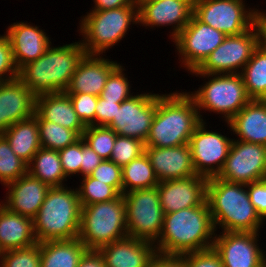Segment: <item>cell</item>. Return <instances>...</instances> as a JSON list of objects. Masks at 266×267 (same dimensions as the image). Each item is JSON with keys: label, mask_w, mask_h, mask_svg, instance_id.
I'll return each instance as SVG.
<instances>
[{"label": "cell", "mask_w": 266, "mask_h": 267, "mask_svg": "<svg viewBox=\"0 0 266 267\" xmlns=\"http://www.w3.org/2000/svg\"><path fill=\"white\" fill-rule=\"evenodd\" d=\"M227 126L238 136L234 140L266 146V100L251 99Z\"/></svg>", "instance_id": "26"}, {"label": "cell", "mask_w": 266, "mask_h": 267, "mask_svg": "<svg viewBox=\"0 0 266 267\" xmlns=\"http://www.w3.org/2000/svg\"><path fill=\"white\" fill-rule=\"evenodd\" d=\"M2 135L14 153L27 164L42 147L37 118L34 115L13 124Z\"/></svg>", "instance_id": "28"}, {"label": "cell", "mask_w": 266, "mask_h": 267, "mask_svg": "<svg viewBox=\"0 0 266 267\" xmlns=\"http://www.w3.org/2000/svg\"><path fill=\"white\" fill-rule=\"evenodd\" d=\"M158 184L159 180L145 152L122 167V194Z\"/></svg>", "instance_id": "32"}, {"label": "cell", "mask_w": 266, "mask_h": 267, "mask_svg": "<svg viewBox=\"0 0 266 267\" xmlns=\"http://www.w3.org/2000/svg\"><path fill=\"white\" fill-rule=\"evenodd\" d=\"M260 232H221L215 235L213 248L223 267H261L265 255L257 243Z\"/></svg>", "instance_id": "16"}, {"label": "cell", "mask_w": 266, "mask_h": 267, "mask_svg": "<svg viewBox=\"0 0 266 267\" xmlns=\"http://www.w3.org/2000/svg\"><path fill=\"white\" fill-rule=\"evenodd\" d=\"M41 267H78L88 250L78 239L39 242Z\"/></svg>", "instance_id": "29"}, {"label": "cell", "mask_w": 266, "mask_h": 267, "mask_svg": "<svg viewBox=\"0 0 266 267\" xmlns=\"http://www.w3.org/2000/svg\"><path fill=\"white\" fill-rule=\"evenodd\" d=\"M102 55H85L79 62L66 93L100 96L110 73L119 65Z\"/></svg>", "instance_id": "24"}, {"label": "cell", "mask_w": 266, "mask_h": 267, "mask_svg": "<svg viewBox=\"0 0 266 267\" xmlns=\"http://www.w3.org/2000/svg\"><path fill=\"white\" fill-rule=\"evenodd\" d=\"M241 75L248 96L251 99L266 100V45L264 43L261 42L254 50Z\"/></svg>", "instance_id": "31"}, {"label": "cell", "mask_w": 266, "mask_h": 267, "mask_svg": "<svg viewBox=\"0 0 266 267\" xmlns=\"http://www.w3.org/2000/svg\"><path fill=\"white\" fill-rule=\"evenodd\" d=\"M105 267H149L157 254L152 242L126 237L98 249Z\"/></svg>", "instance_id": "23"}, {"label": "cell", "mask_w": 266, "mask_h": 267, "mask_svg": "<svg viewBox=\"0 0 266 267\" xmlns=\"http://www.w3.org/2000/svg\"><path fill=\"white\" fill-rule=\"evenodd\" d=\"M78 118L85 127L95 125V110L98 96L87 93H67Z\"/></svg>", "instance_id": "40"}, {"label": "cell", "mask_w": 266, "mask_h": 267, "mask_svg": "<svg viewBox=\"0 0 266 267\" xmlns=\"http://www.w3.org/2000/svg\"><path fill=\"white\" fill-rule=\"evenodd\" d=\"M261 42L262 31L257 22L251 29L240 35L227 36L205 61L190 73L241 74Z\"/></svg>", "instance_id": "11"}, {"label": "cell", "mask_w": 266, "mask_h": 267, "mask_svg": "<svg viewBox=\"0 0 266 267\" xmlns=\"http://www.w3.org/2000/svg\"><path fill=\"white\" fill-rule=\"evenodd\" d=\"M207 182L208 178L198 174L159 182L157 189L164 214L201 206L207 198Z\"/></svg>", "instance_id": "18"}, {"label": "cell", "mask_w": 266, "mask_h": 267, "mask_svg": "<svg viewBox=\"0 0 266 267\" xmlns=\"http://www.w3.org/2000/svg\"><path fill=\"white\" fill-rule=\"evenodd\" d=\"M89 176L112 186L122 194V167L114 162L103 160Z\"/></svg>", "instance_id": "41"}, {"label": "cell", "mask_w": 266, "mask_h": 267, "mask_svg": "<svg viewBox=\"0 0 266 267\" xmlns=\"http://www.w3.org/2000/svg\"><path fill=\"white\" fill-rule=\"evenodd\" d=\"M182 256L185 259V267H223L221 257L213 247Z\"/></svg>", "instance_id": "44"}, {"label": "cell", "mask_w": 266, "mask_h": 267, "mask_svg": "<svg viewBox=\"0 0 266 267\" xmlns=\"http://www.w3.org/2000/svg\"><path fill=\"white\" fill-rule=\"evenodd\" d=\"M122 101H111L98 96L95 110V125L107 126L115 117L117 107H120Z\"/></svg>", "instance_id": "46"}, {"label": "cell", "mask_w": 266, "mask_h": 267, "mask_svg": "<svg viewBox=\"0 0 266 267\" xmlns=\"http://www.w3.org/2000/svg\"><path fill=\"white\" fill-rule=\"evenodd\" d=\"M215 229L207 200L164 215L156 252L162 255H183L213 247Z\"/></svg>", "instance_id": "1"}, {"label": "cell", "mask_w": 266, "mask_h": 267, "mask_svg": "<svg viewBox=\"0 0 266 267\" xmlns=\"http://www.w3.org/2000/svg\"><path fill=\"white\" fill-rule=\"evenodd\" d=\"M194 0H148L138 5L139 25L154 28L171 26L174 39L190 22Z\"/></svg>", "instance_id": "17"}, {"label": "cell", "mask_w": 266, "mask_h": 267, "mask_svg": "<svg viewBox=\"0 0 266 267\" xmlns=\"http://www.w3.org/2000/svg\"><path fill=\"white\" fill-rule=\"evenodd\" d=\"M258 23L262 31V43L266 45V13L264 11H260Z\"/></svg>", "instance_id": "51"}, {"label": "cell", "mask_w": 266, "mask_h": 267, "mask_svg": "<svg viewBox=\"0 0 266 267\" xmlns=\"http://www.w3.org/2000/svg\"><path fill=\"white\" fill-rule=\"evenodd\" d=\"M0 267H41L39 243L2 252Z\"/></svg>", "instance_id": "39"}, {"label": "cell", "mask_w": 266, "mask_h": 267, "mask_svg": "<svg viewBox=\"0 0 266 267\" xmlns=\"http://www.w3.org/2000/svg\"><path fill=\"white\" fill-rule=\"evenodd\" d=\"M247 191L251 203L257 213L266 220V179L247 184Z\"/></svg>", "instance_id": "45"}, {"label": "cell", "mask_w": 266, "mask_h": 267, "mask_svg": "<svg viewBox=\"0 0 266 267\" xmlns=\"http://www.w3.org/2000/svg\"><path fill=\"white\" fill-rule=\"evenodd\" d=\"M94 7L90 11H103L124 6H138L134 0H93Z\"/></svg>", "instance_id": "49"}, {"label": "cell", "mask_w": 266, "mask_h": 267, "mask_svg": "<svg viewBox=\"0 0 266 267\" xmlns=\"http://www.w3.org/2000/svg\"><path fill=\"white\" fill-rule=\"evenodd\" d=\"M202 122L194 99L188 92L157 94V107L145 146L175 147L189 144Z\"/></svg>", "instance_id": "2"}, {"label": "cell", "mask_w": 266, "mask_h": 267, "mask_svg": "<svg viewBox=\"0 0 266 267\" xmlns=\"http://www.w3.org/2000/svg\"><path fill=\"white\" fill-rule=\"evenodd\" d=\"M82 179L81 185L77 188L81 206L111 201L120 195L112 186L91 178L89 175Z\"/></svg>", "instance_id": "35"}, {"label": "cell", "mask_w": 266, "mask_h": 267, "mask_svg": "<svg viewBox=\"0 0 266 267\" xmlns=\"http://www.w3.org/2000/svg\"><path fill=\"white\" fill-rule=\"evenodd\" d=\"M5 188L8 191L2 204L11 212L33 219L51 187L27 173Z\"/></svg>", "instance_id": "22"}, {"label": "cell", "mask_w": 266, "mask_h": 267, "mask_svg": "<svg viewBox=\"0 0 266 267\" xmlns=\"http://www.w3.org/2000/svg\"><path fill=\"white\" fill-rule=\"evenodd\" d=\"M144 152L145 143L142 140L117 135L109 160L123 167Z\"/></svg>", "instance_id": "37"}, {"label": "cell", "mask_w": 266, "mask_h": 267, "mask_svg": "<svg viewBox=\"0 0 266 267\" xmlns=\"http://www.w3.org/2000/svg\"><path fill=\"white\" fill-rule=\"evenodd\" d=\"M58 152L65 176L68 178L75 174L79 176L82 162V137Z\"/></svg>", "instance_id": "42"}, {"label": "cell", "mask_w": 266, "mask_h": 267, "mask_svg": "<svg viewBox=\"0 0 266 267\" xmlns=\"http://www.w3.org/2000/svg\"><path fill=\"white\" fill-rule=\"evenodd\" d=\"M125 69L119 64L109 75L106 84L100 94L103 99L111 101H125L133 96L131 85L123 72Z\"/></svg>", "instance_id": "38"}, {"label": "cell", "mask_w": 266, "mask_h": 267, "mask_svg": "<svg viewBox=\"0 0 266 267\" xmlns=\"http://www.w3.org/2000/svg\"><path fill=\"white\" fill-rule=\"evenodd\" d=\"M149 267H185V259L182 255L156 254Z\"/></svg>", "instance_id": "48"}, {"label": "cell", "mask_w": 266, "mask_h": 267, "mask_svg": "<svg viewBox=\"0 0 266 267\" xmlns=\"http://www.w3.org/2000/svg\"><path fill=\"white\" fill-rule=\"evenodd\" d=\"M145 153L159 182L197 175L189 144L167 148L145 146Z\"/></svg>", "instance_id": "21"}, {"label": "cell", "mask_w": 266, "mask_h": 267, "mask_svg": "<svg viewBox=\"0 0 266 267\" xmlns=\"http://www.w3.org/2000/svg\"><path fill=\"white\" fill-rule=\"evenodd\" d=\"M128 236L152 243L160 237L164 211L157 186L123 194Z\"/></svg>", "instance_id": "9"}, {"label": "cell", "mask_w": 266, "mask_h": 267, "mask_svg": "<svg viewBox=\"0 0 266 267\" xmlns=\"http://www.w3.org/2000/svg\"><path fill=\"white\" fill-rule=\"evenodd\" d=\"M38 243L33 219L0 206V252L30 247Z\"/></svg>", "instance_id": "27"}, {"label": "cell", "mask_w": 266, "mask_h": 267, "mask_svg": "<svg viewBox=\"0 0 266 267\" xmlns=\"http://www.w3.org/2000/svg\"><path fill=\"white\" fill-rule=\"evenodd\" d=\"M28 173L50 187L66 186L64 183L67 177L61 165L59 152L56 150L41 147L28 164Z\"/></svg>", "instance_id": "30"}, {"label": "cell", "mask_w": 266, "mask_h": 267, "mask_svg": "<svg viewBox=\"0 0 266 267\" xmlns=\"http://www.w3.org/2000/svg\"><path fill=\"white\" fill-rule=\"evenodd\" d=\"M78 267H105L104 260L98 250H87L82 256Z\"/></svg>", "instance_id": "50"}, {"label": "cell", "mask_w": 266, "mask_h": 267, "mask_svg": "<svg viewBox=\"0 0 266 267\" xmlns=\"http://www.w3.org/2000/svg\"><path fill=\"white\" fill-rule=\"evenodd\" d=\"M205 124L206 122L202 121L196 127L190 137L189 146L196 174L211 178L222 171L233 138L222 135L221 132L209 131Z\"/></svg>", "instance_id": "13"}, {"label": "cell", "mask_w": 266, "mask_h": 267, "mask_svg": "<svg viewBox=\"0 0 266 267\" xmlns=\"http://www.w3.org/2000/svg\"><path fill=\"white\" fill-rule=\"evenodd\" d=\"M145 1H148V0H134V2H135L137 5H139L140 3L145 2Z\"/></svg>", "instance_id": "53"}, {"label": "cell", "mask_w": 266, "mask_h": 267, "mask_svg": "<svg viewBox=\"0 0 266 267\" xmlns=\"http://www.w3.org/2000/svg\"><path fill=\"white\" fill-rule=\"evenodd\" d=\"M190 74L208 79L197 91L188 92L196 103L202 121L205 120H203L200 110H207L223 115L222 117L227 123L251 100L240 73Z\"/></svg>", "instance_id": "8"}, {"label": "cell", "mask_w": 266, "mask_h": 267, "mask_svg": "<svg viewBox=\"0 0 266 267\" xmlns=\"http://www.w3.org/2000/svg\"><path fill=\"white\" fill-rule=\"evenodd\" d=\"M246 6L245 0H194L193 15L226 36H236L258 22L260 10Z\"/></svg>", "instance_id": "10"}, {"label": "cell", "mask_w": 266, "mask_h": 267, "mask_svg": "<svg viewBox=\"0 0 266 267\" xmlns=\"http://www.w3.org/2000/svg\"><path fill=\"white\" fill-rule=\"evenodd\" d=\"M40 143L43 148L62 150L78 141L81 136L74 130L47 120H37Z\"/></svg>", "instance_id": "33"}, {"label": "cell", "mask_w": 266, "mask_h": 267, "mask_svg": "<svg viewBox=\"0 0 266 267\" xmlns=\"http://www.w3.org/2000/svg\"><path fill=\"white\" fill-rule=\"evenodd\" d=\"M117 133L107 126H87L82 134L85 143L102 159L109 160Z\"/></svg>", "instance_id": "36"}, {"label": "cell", "mask_w": 266, "mask_h": 267, "mask_svg": "<svg viewBox=\"0 0 266 267\" xmlns=\"http://www.w3.org/2000/svg\"><path fill=\"white\" fill-rule=\"evenodd\" d=\"M218 178L241 184L266 179V146L234 140Z\"/></svg>", "instance_id": "14"}, {"label": "cell", "mask_w": 266, "mask_h": 267, "mask_svg": "<svg viewBox=\"0 0 266 267\" xmlns=\"http://www.w3.org/2000/svg\"><path fill=\"white\" fill-rule=\"evenodd\" d=\"M85 55L81 41L58 47L51 45L37 60L24 65L18 78L35 96L65 92Z\"/></svg>", "instance_id": "4"}, {"label": "cell", "mask_w": 266, "mask_h": 267, "mask_svg": "<svg viewBox=\"0 0 266 267\" xmlns=\"http://www.w3.org/2000/svg\"><path fill=\"white\" fill-rule=\"evenodd\" d=\"M221 31L199 21L194 15L183 30L173 39L181 66L189 72L196 70L225 40Z\"/></svg>", "instance_id": "12"}, {"label": "cell", "mask_w": 266, "mask_h": 267, "mask_svg": "<svg viewBox=\"0 0 266 267\" xmlns=\"http://www.w3.org/2000/svg\"><path fill=\"white\" fill-rule=\"evenodd\" d=\"M19 70L16 68L10 41L6 34L0 35V82L17 79Z\"/></svg>", "instance_id": "43"}, {"label": "cell", "mask_w": 266, "mask_h": 267, "mask_svg": "<svg viewBox=\"0 0 266 267\" xmlns=\"http://www.w3.org/2000/svg\"><path fill=\"white\" fill-rule=\"evenodd\" d=\"M34 116L37 120H47L74 130L81 137L86 128L78 118L66 92H54L36 96Z\"/></svg>", "instance_id": "25"}, {"label": "cell", "mask_w": 266, "mask_h": 267, "mask_svg": "<svg viewBox=\"0 0 266 267\" xmlns=\"http://www.w3.org/2000/svg\"><path fill=\"white\" fill-rule=\"evenodd\" d=\"M215 232H259L265 223L250 201L247 185L208 178L206 198Z\"/></svg>", "instance_id": "3"}, {"label": "cell", "mask_w": 266, "mask_h": 267, "mask_svg": "<svg viewBox=\"0 0 266 267\" xmlns=\"http://www.w3.org/2000/svg\"><path fill=\"white\" fill-rule=\"evenodd\" d=\"M88 144L85 143L82 138V162H81V175L87 176L93 172V170L103 161Z\"/></svg>", "instance_id": "47"}, {"label": "cell", "mask_w": 266, "mask_h": 267, "mask_svg": "<svg viewBox=\"0 0 266 267\" xmlns=\"http://www.w3.org/2000/svg\"><path fill=\"white\" fill-rule=\"evenodd\" d=\"M157 107V94H136L122 101L113 120L107 127L117 135L136 138L146 142Z\"/></svg>", "instance_id": "15"}, {"label": "cell", "mask_w": 266, "mask_h": 267, "mask_svg": "<svg viewBox=\"0 0 266 267\" xmlns=\"http://www.w3.org/2000/svg\"><path fill=\"white\" fill-rule=\"evenodd\" d=\"M10 41L15 66L20 70L28 62L37 60L52 45L51 39L39 26L14 22L5 33Z\"/></svg>", "instance_id": "20"}, {"label": "cell", "mask_w": 266, "mask_h": 267, "mask_svg": "<svg viewBox=\"0 0 266 267\" xmlns=\"http://www.w3.org/2000/svg\"><path fill=\"white\" fill-rule=\"evenodd\" d=\"M28 173V164L11 149L9 142L0 134V183L5 187Z\"/></svg>", "instance_id": "34"}, {"label": "cell", "mask_w": 266, "mask_h": 267, "mask_svg": "<svg viewBox=\"0 0 266 267\" xmlns=\"http://www.w3.org/2000/svg\"><path fill=\"white\" fill-rule=\"evenodd\" d=\"M80 22V41L86 54L102 55L125 37L131 23H139L138 6L89 11Z\"/></svg>", "instance_id": "7"}, {"label": "cell", "mask_w": 266, "mask_h": 267, "mask_svg": "<svg viewBox=\"0 0 266 267\" xmlns=\"http://www.w3.org/2000/svg\"><path fill=\"white\" fill-rule=\"evenodd\" d=\"M261 267H266V254L264 255L262 259V266Z\"/></svg>", "instance_id": "52"}, {"label": "cell", "mask_w": 266, "mask_h": 267, "mask_svg": "<svg viewBox=\"0 0 266 267\" xmlns=\"http://www.w3.org/2000/svg\"><path fill=\"white\" fill-rule=\"evenodd\" d=\"M36 96L19 78L0 82V134L35 114Z\"/></svg>", "instance_id": "19"}, {"label": "cell", "mask_w": 266, "mask_h": 267, "mask_svg": "<svg viewBox=\"0 0 266 267\" xmlns=\"http://www.w3.org/2000/svg\"><path fill=\"white\" fill-rule=\"evenodd\" d=\"M80 217L81 204L77 187H51L33 218L37 242L78 238Z\"/></svg>", "instance_id": "5"}, {"label": "cell", "mask_w": 266, "mask_h": 267, "mask_svg": "<svg viewBox=\"0 0 266 267\" xmlns=\"http://www.w3.org/2000/svg\"><path fill=\"white\" fill-rule=\"evenodd\" d=\"M128 237L123 194L107 202L81 206L78 239L88 250Z\"/></svg>", "instance_id": "6"}]
</instances>
